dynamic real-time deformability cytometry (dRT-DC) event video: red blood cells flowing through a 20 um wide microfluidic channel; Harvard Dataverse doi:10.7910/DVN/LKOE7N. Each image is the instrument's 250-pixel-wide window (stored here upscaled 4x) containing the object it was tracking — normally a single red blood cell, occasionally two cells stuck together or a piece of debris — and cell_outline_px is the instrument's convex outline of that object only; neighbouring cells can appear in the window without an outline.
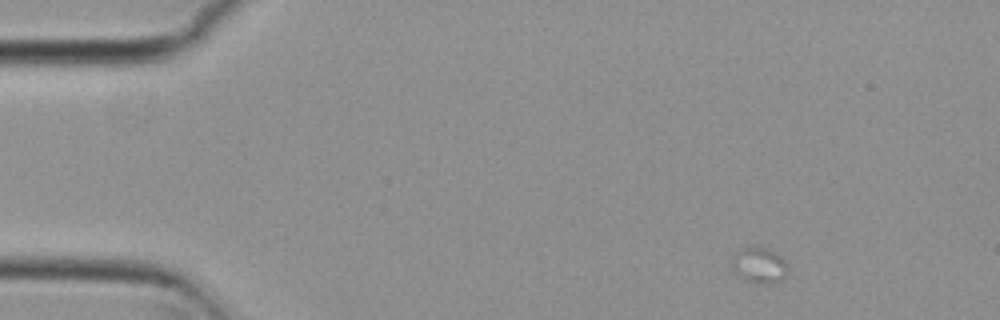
{"species": "common noctule bat (a hibernating species)", "species_latin": "Nyctalus noctula", "temperature_condition": "cold", "stored_images_in_passage": 3, "camera_frame_rate_fps": 3000, "um_per_image_px": 0.085, "animal": {"sex": "female", "body_mass_g": 29.2, "forearm_length_mm": 56.3}, "frame": {"image": 1, "passage_image": 1, "time_ms": 0.0, "image_size_px": [1000, 320], "cell_outline_px": [[788, 268], [784, 276], [780, 280], [772, 284], [764, 284], [748, 280], [732, 272], [732, 256], [736, 252], [744, 248], [768, 248], [776, 252], [784, 260]], "centroid_in_image_um": [64.53, 22.55], "position_along_channel_um": 20.5, "area_um2": 11.44}}